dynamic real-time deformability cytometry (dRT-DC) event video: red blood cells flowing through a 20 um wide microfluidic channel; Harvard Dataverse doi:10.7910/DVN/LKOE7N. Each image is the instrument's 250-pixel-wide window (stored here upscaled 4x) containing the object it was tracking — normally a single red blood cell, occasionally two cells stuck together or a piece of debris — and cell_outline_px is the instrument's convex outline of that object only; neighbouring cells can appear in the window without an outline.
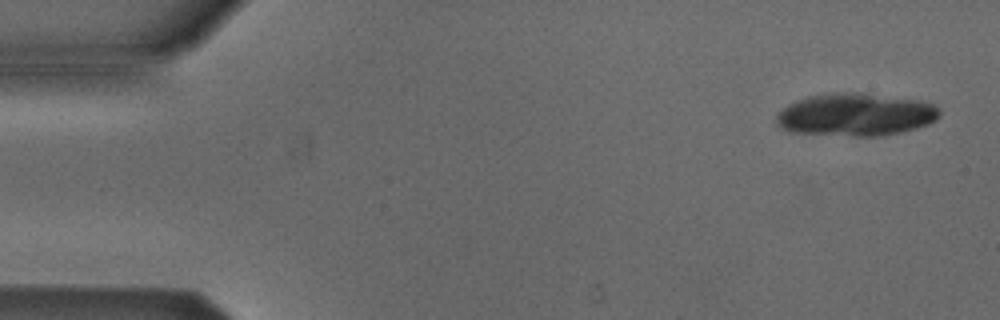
{"species": "Egyptian fruit bat (a non-hibernating species)", "species_latin": "Rousettus aegyptiacus", "temperature_condition": "cold", "stored_images_in_passage": 3, "camera_frame_rate_fps": 3000, "um_per_image_px": 0.085, "animal": {"sex": "male"}, "frame": {"image": 1, "passage_image": 1, "time_ms": 0.0, "image_size_px": [1000, 320], "cell_outline_px": [[940, 116], [936, 120], [928, 124], [916, 128], [900, 132], [876, 136], [856, 136], [792, 132], [780, 128], [776, 124], [776, 116], [788, 104], [796, 100], [808, 96], [832, 92], [852, 92], [920, 100], [932, 104], [940, 112]], "centroid_in_image_um": [72.7, 9.74], "position_along_channel_um": 12.3, "area_um2": 40.4}}